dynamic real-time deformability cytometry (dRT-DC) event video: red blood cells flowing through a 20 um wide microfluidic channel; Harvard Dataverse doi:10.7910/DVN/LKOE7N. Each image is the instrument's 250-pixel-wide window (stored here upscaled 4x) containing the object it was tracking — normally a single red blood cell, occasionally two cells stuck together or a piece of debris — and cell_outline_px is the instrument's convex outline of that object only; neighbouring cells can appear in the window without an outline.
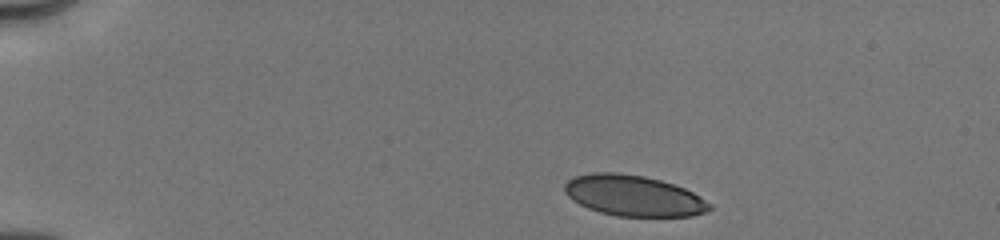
{"species": "human", "species_latin": "Homo sapiens", "temperature_condition": "cold", "stored_images_in_passage": 16, "camera_frame_rate_fps": 3000, "um_per_image_px": 0.085, "donor": {"sex": "male"}, "frame": {"image": 1, "passage_image": 1, "time_ms": 0.0, "image_size_px": [1000, 240], "cell_outline_px": [[712, 208], [704, 212], [692, 216], [616, 216], [600, 212], [588, 208], [572, 200], [564, 192], [564, 184], [568, 180], [576, 176], [592, 172], [616, 172], [644, 176], [660, 180], [684, 188], [700, 196], [712, 204]], "centroid_in_image_um": [53.84, 16.63], "position_along_channel_um": 31.2, "area_um2": 34.45}}
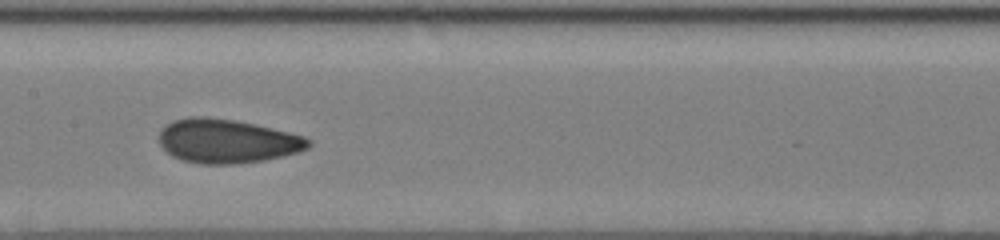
{"frame": {"image": 2, "passage_image": 7, "time_ms": 6.0, "image_size_px": [1000, 240], "cell_outline_px": [[312, 144], [308, 148], [296, 152], [264, 160], [236, 164], [200, 164], [184, 160], [172, 156], [160, 144], [160, 128], [172, 120], [188, 116], [208, 116], [236, 120], [256, 124], [304, 136], [312, 140]], "centroid_in_image_um": [19.28, 11.97], "position_along_channel_um": 188.1, "area_um2": 38.44}}
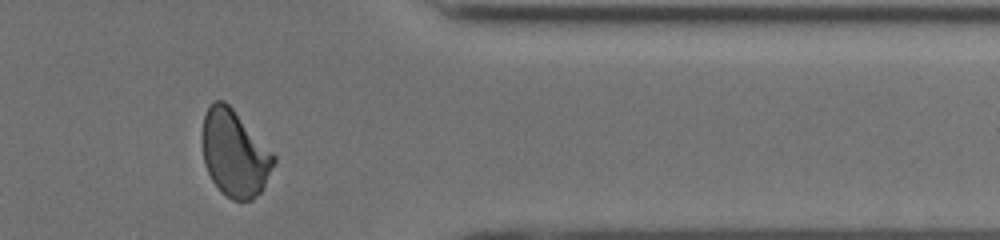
{"frame": {"image": 3, "passage_image": 14, "time_ms": 11.333, "image_size_px": [1000, 240], "cell_outline_px": [[276, 160], [260, 192], [252, 200], [232, 200], [220, 192], [212, 180], [204, 164], [204, 116], [208, 108], [216, 100], [224, 100], [232, 108], [276, 156]], "centroid_in_image_um": [19.95, 13.07], "position_along_channel_um": 391.4, "area_um2": 35.26}, "authors_computed_cell_mechanics": {"area_um2": 36.8186, "velocity_mm_per_s": 4.0123, "shape_relaxation_time_tau1_ms": 4.6984, "shape_relaxation_time_tau2_ms": 0.7578, "deformation_change_tau1": 0.1277, "deformation_change_tau2": 0.0348}}